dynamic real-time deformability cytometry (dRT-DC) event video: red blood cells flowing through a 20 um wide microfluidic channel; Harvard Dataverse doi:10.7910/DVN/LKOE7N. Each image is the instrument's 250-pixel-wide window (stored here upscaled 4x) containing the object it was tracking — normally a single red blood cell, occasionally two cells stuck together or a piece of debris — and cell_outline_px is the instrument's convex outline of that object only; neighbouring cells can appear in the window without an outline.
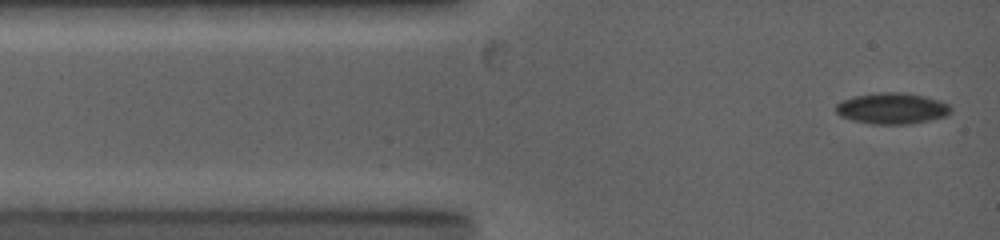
{"species": "common noctule bat (a hibernating species)", "species_latin": "Nyctalus noctula", "temperature_condition": "warm", "stored_images_in_passage": 44, "camera_frame_rate_fps": 5000, "um_per_image_px": 0.085, "animal": {"sex": "female", "body_mass_g": 19.0, "forearm_length_mm": 53.3}, "frame": {"image": 1, "passage_image": 1, "time_ms": 0.0, "image_size_px": [1000, 240], "cell_outline_px": [[952, 112], [948, 116], [908, 124], [872, 124], [852, 120], [840, 116], [836, 112], [836, 104], [852, 96], [876, 92], [904, 92], [924, 96], [948, 104], [952, 108]], "centroid_in_image_um": [75.82, 9.21], "position_along_channel_um": 9.2, "area_um2": 20.92}}
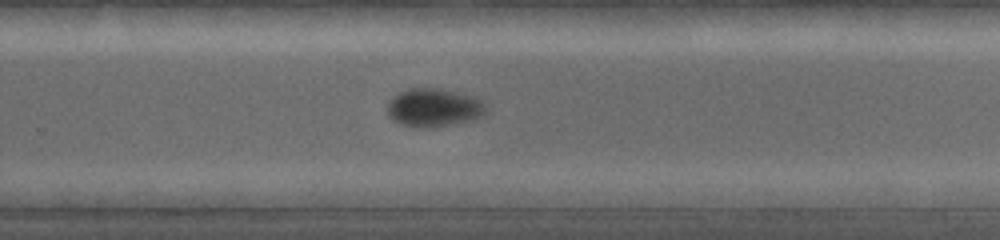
{"frame": {"image": 2, "passage_image": 23, "time_ms": 8.2, "image_size_px": [1000, 240], "cell_outline_px": [[484, 112], [480, 116], [468, 120], [444, 124], [412, 128], [400, 124], [392, 120], [388, 116], [388, 100], [400, 92], [408, 88], [436, 88], [476, 96], [484, 100]], "centroid_in_image_um": [36.81, 9.12], "position_along_channel_um": 293.0, "area_um2": 21.62}}
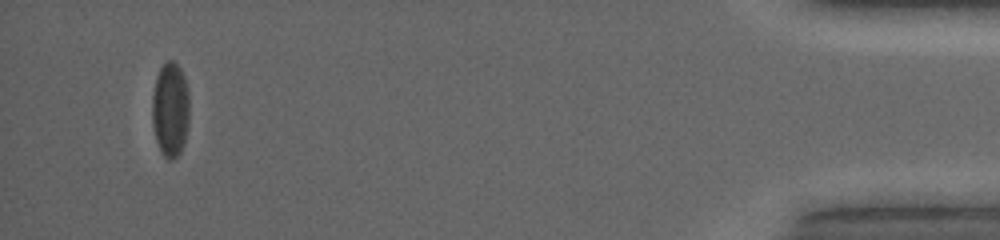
{"frame": {"image": 3, "passage_image": 40, "time_ms": 14.0, "image_size_px": [1000, 240], "cell_outline_px": [[188, 128], [184, 144], [180, 152], [172, 160], [168, 160], [160, 152], [156, 140], [152, 124], [152, 96], [156, 76], [160, 68], [168, 60], [172, 60], [180, 68], [184, 76], [188, 88]], "centroid_in_image_um": [14.47, 9.33], "position_along_channel_um": 420.7, "area_um2": 20.75}, "authors_computed_cell_mechanics": {"area_um2": 21.2993, "velocity_mm_per_s": 4.002, "shape_relaxation_time_tau1_ms": 8.3625, "shape_relaxation_time_tau2_ms": null, "deformation_change_tau1": 0.1769, "deformation_change_tau2": null}}